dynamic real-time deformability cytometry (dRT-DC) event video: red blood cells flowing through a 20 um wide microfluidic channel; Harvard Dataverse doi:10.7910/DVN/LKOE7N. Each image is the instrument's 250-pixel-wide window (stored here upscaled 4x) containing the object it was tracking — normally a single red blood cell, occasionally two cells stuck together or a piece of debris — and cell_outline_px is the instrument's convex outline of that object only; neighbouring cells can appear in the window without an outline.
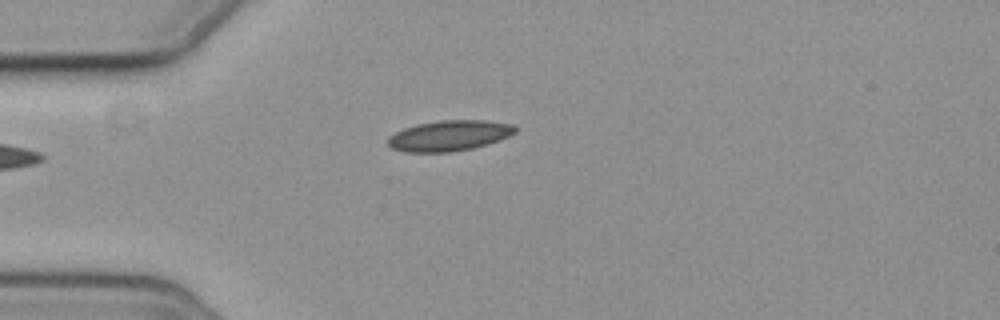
{"species": "common noctule bat (a hibernating species)", "species_latin": "Nyctalus noctula", "temperature_condition": "cold", "stored_images_in_passage": 3, "camera_frame_rate_fps": 3000, "um_per_image_px": 0.085, "animal": {"sex": "female", "body_mass_g": 19.3, "forearm_length_mm": 54.1}, "frame": {"image": 1, "passage_image": 1, "time_ms": 0.0, "image_size_px": [1000, 320], "cell_outline_px": [[516, 132], [508, 136], [472, 148], [448, 152], [404, 152], [392, 148], [388, 144], [388, 136], [404, 128], [416, 124], [440, 120], [484, 120], [512, 124], [516, 128]], "centroid_in_image_um": [38.14, 11.52], "position_along_channel_um": 46.9, "area_um2": 22.43}}
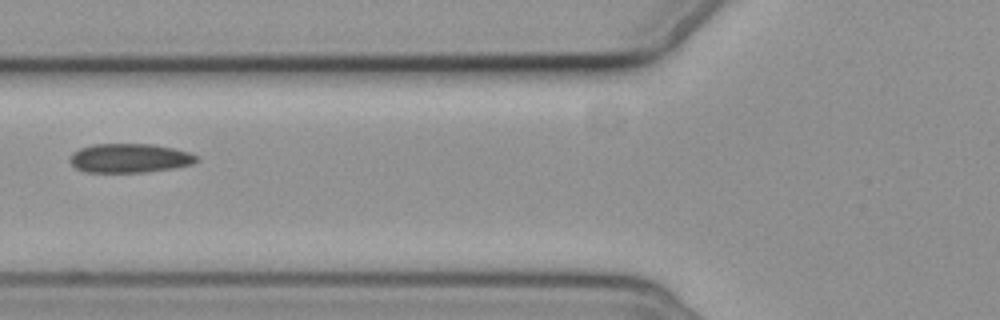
{"frame": {"image": 2, "passage_image": 3, "time_ms": 2.333, "image_size_px": [1000, 320], "cell_outline_px": [[200, 160], [192, 164], [172, 168], [144, 172], [88, 172], [76, 168], [68, 160], [72, 152], [80, 148], [92, 144], [152, 144], [172, 148], [188, 152], [196, 156]], "centroid_in_image_um": [10.99, 13.44], "position_along_channel_um": 114.8, "area_um2": 21.39}}